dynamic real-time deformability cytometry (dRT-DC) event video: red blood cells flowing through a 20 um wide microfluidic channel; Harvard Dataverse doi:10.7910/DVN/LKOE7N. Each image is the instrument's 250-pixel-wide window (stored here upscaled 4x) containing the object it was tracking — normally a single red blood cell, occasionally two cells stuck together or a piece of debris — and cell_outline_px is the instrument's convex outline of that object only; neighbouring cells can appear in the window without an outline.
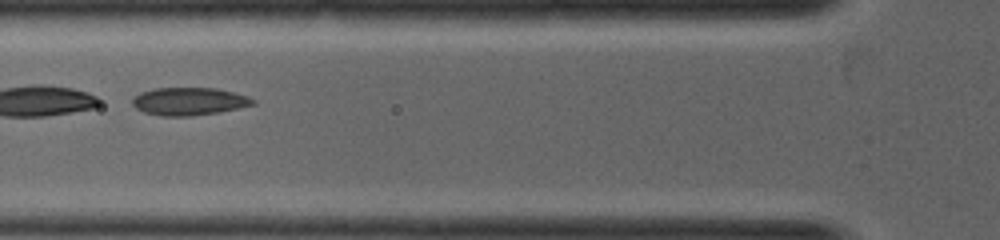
{"species": "common noctule bat (a hibernating species)", "species_latin": "Nyctalus noctula", "temperature_condition": "warm", "stored_images_in_passage": 23, "camera_frame_rate_fps": 5000, "um_per_image_px": 0.085, "animal": {"sex": "female", "body_mass_g": 19.0, "forearm_length_mm": 53.3}, "frame": {"image": 1, "passage_image": 4, "time_ms": 0.6, "image_size_px": [1000, 240], "cell_outline_px": [[256, 104], [240, 108], [192, 116], [160, 116], [144, 112], [136, 108], [132, 104], [132, 100], [140, 92], [152, 88], [216, 88], [248, 96], [256, 100]], "centroid_in_image_um": [16.07, 8.61], "position_along_channel_um": 109.7, "area_um2": 19.54}}